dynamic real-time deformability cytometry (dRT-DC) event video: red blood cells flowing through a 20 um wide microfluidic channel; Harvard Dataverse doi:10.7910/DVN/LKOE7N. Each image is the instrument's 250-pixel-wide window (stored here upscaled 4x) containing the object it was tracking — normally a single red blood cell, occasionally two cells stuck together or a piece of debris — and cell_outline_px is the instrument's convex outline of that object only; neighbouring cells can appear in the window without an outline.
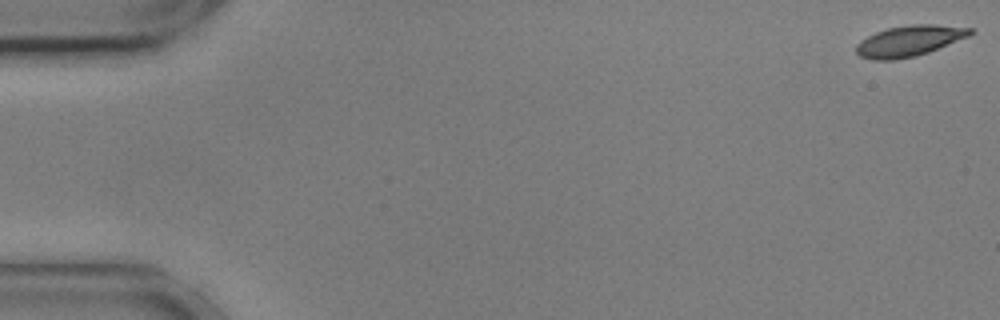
{"species": "common noctule bat (a hibernating species)", "species_latin": "Nyctalus noctula", "temperature_condition": "cold", "stored_images_in_passage": 49, "camera_frame_rate_fps": 3000, "um_per_image_px": 0.085, "animal": {"sex": "male", "body_mass_g": 17.9, "forearm_length_mm": 54.2}, "frame": {"image": 1, "passage_image": 1, "time_ms": 0.0, "image_size_px": [1000, 320], "cell_outline_px": [[976, 32], [968, 36], [928, 52], [916, 56], [892, 60], [872, 60], [860, 56], [856, 52], [856, 44], [860, 40], [876, 32], [888, 28], [912, 24], [936, 24], [972, 28]], "centroid_in_image_um": [77.28, 3.47], "position_along_channel_um": 7.7, "area_um2": 20.4}}
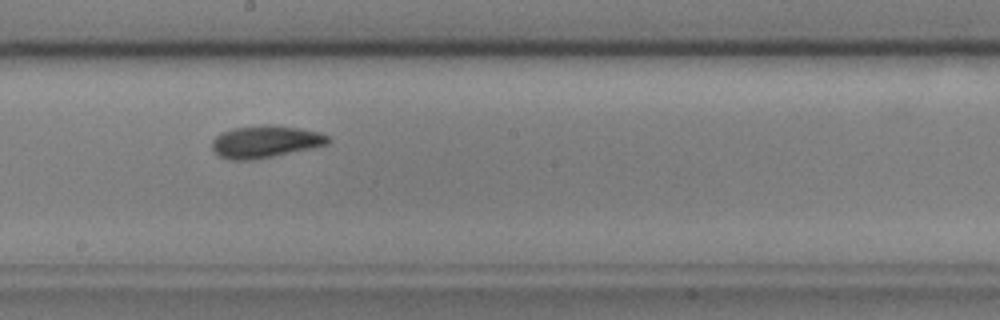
{"frame": {"image": 2, "passage_image": 31, "time_ms": 10.0, "image_size_px": [1000, 320], "cell_outline_px": [[332, 140], [328, 144], [312, 148], [252, 160], [232, 160], [220, 156], [212, 148], [212, 140], [216, 136], [232, 128], [268, 124], [272, 124], [296, 128], [316, 132], [328, 136]], "centroid_in_image_um": [22.54, 12.04], "position_along_channel_um": 225.7, "area_um2": 21.5}}
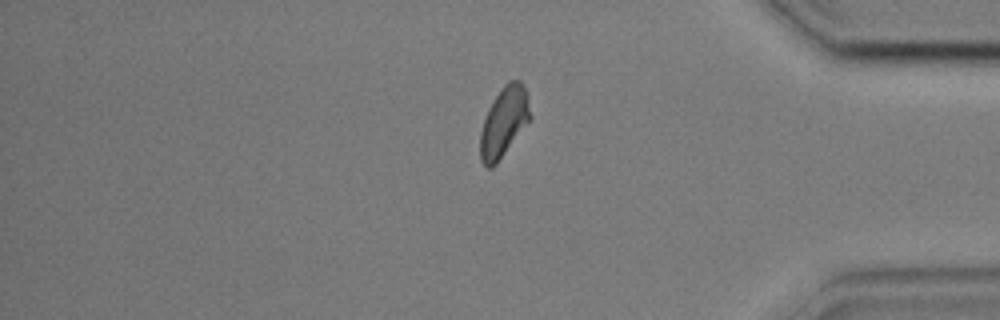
{"frame": {"image": 3, "passage_image": 47, "time_ms": 15.333, "image_size_px": [1000, 320], "cell_outline_px": [[532, 116], [496, 164], [492, 168], [488, 168], [480, 160], [480, 132], [488, 108], [492, 100], [504, 84], [508, 80], [520, 80], [528, 92]], "centroid_in_image_um": [42.84, 10.32], "position_along_channel_um": 392.4, "area_um2": 20.35}}